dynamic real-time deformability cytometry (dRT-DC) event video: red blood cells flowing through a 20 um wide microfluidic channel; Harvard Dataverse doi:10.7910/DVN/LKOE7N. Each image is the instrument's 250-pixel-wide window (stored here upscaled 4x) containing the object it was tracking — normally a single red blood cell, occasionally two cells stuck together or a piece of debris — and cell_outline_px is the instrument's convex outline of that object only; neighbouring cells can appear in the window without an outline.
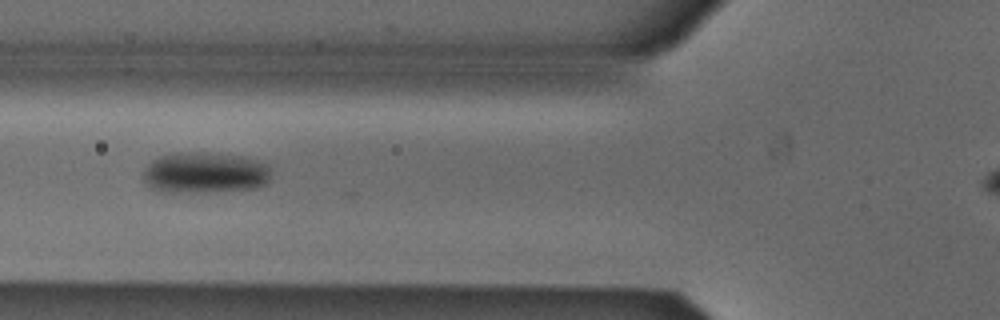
{"species": "Egyptian fruit bat (a non-hibernating species)", "species_latin": "Rousettus aegyptiacus", "temperature_condition": "cold", "stored_images_in_passage": 31, "camera_frame_rate_fps": 3000, "um_per_image_px": 0.085, "animal": {"sex": "male"}, "frame": {"image": 1, "passage_image": 8, "time_ms": 2.333, "image_size_px": [1000, 320], "cell_outline_px": [[268, 184], [256, 188], [208, 192], [160, 192], [152, 188], [144, 180], [144, 168], [152, 160], [160, 156], [176, 152], [200, 152], [240, 156], [268, 164]], "centroid_in_image_um": [17.38, 14.69], "position_along_channel_um": 108.4, "area_um2": 30.58}}
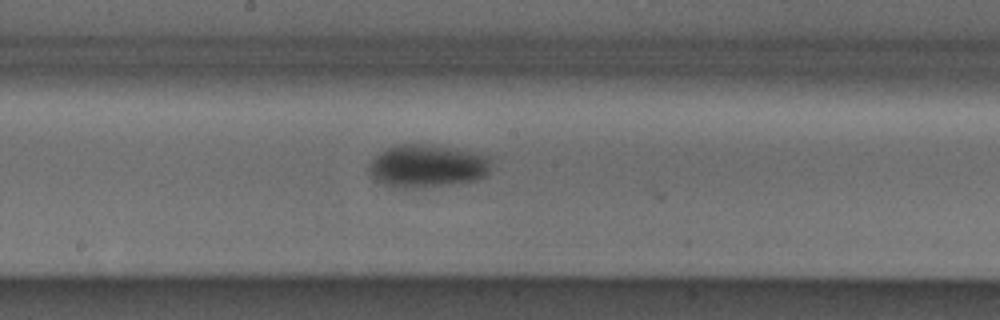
{"frame": {"image": 2, "passage_image": 16, "time_ms": 5.0, "image_size_px": [1000, 320], "cell_outline_px": [[492, 168], [488, 176], [480, 180], [460, 184], [424, 188], [392, 188], [380, 184], [368, 172], [368, 168], [372, 160], [380, 152], [396, 144], [424, 144], [448, 148], [488, 156]], "centroid_in_image_um": [36.32, 14.17], "position_along_channel_um": 211.9, "area_um2": 31.04}}
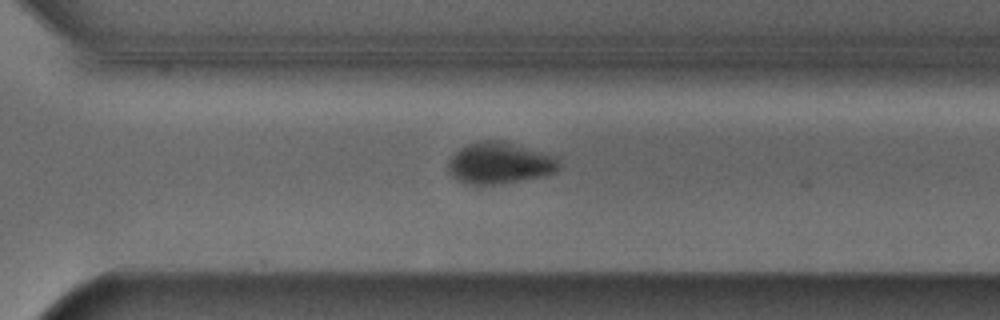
{"frame": {"image": 3, "passage_image": 25, "time_ms": 8.0, "image_size_px": [1000, 320], "cell_outline_px": [[560, 168], [556, 172], [548, 176], [500, 184], [464, 184], [456, 180], [448, 172], [448, 164], [452, 156], [464, 144], [476, 140], [496, 140], [560, 156]], "centroid_in_image_um": [42.5, 13.87], "position_along_channel_um": 328.1, "area_um2": 27.34}}